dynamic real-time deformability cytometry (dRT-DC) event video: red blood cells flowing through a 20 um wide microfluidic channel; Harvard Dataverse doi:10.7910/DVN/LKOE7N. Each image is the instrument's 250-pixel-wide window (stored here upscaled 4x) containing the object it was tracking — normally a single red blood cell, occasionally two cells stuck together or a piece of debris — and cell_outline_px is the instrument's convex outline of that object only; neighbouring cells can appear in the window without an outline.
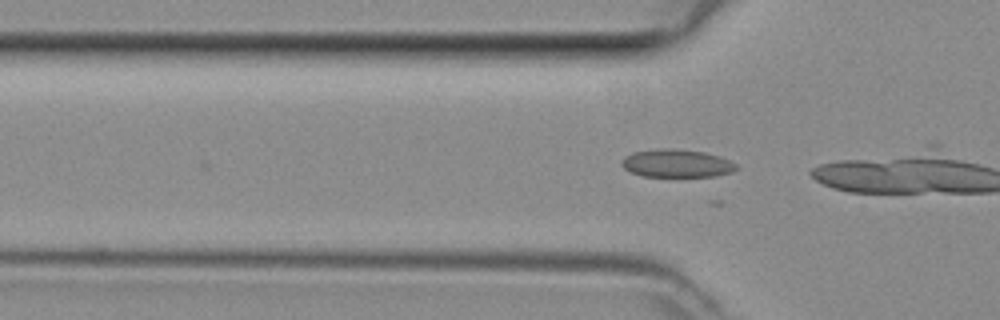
{"species": "common noctule bat (a hibernating species)", "species_latin": "Nyctalus noctula", "temperature_condition": "room temperature", "stored_images_in_passage": 4, "camera_frame_rate_fps": 3000, "um_per_image_px": 0.085, "animal": {"sex": "female", "body_mass_g": 29.2, "forearm_length_mm": 56.3}, "frame": {"image": 1, "passage_image": 4, "time_ms": 1.0, "image_size_px": [1000, 320], "cell_outline_px": [[736, 168], [732, 172], [716, 176], [644, 176], [632, 172], [624, 168], [620, 164], [624, 156], [632, 152], [664, 148], [672, 148], [704, 152], [720, 156], [736, 164]], "centroid_in_image_um": [57.5, 13.88], "position_along_channel_um": 68.3, "area_um2": 18.55}}